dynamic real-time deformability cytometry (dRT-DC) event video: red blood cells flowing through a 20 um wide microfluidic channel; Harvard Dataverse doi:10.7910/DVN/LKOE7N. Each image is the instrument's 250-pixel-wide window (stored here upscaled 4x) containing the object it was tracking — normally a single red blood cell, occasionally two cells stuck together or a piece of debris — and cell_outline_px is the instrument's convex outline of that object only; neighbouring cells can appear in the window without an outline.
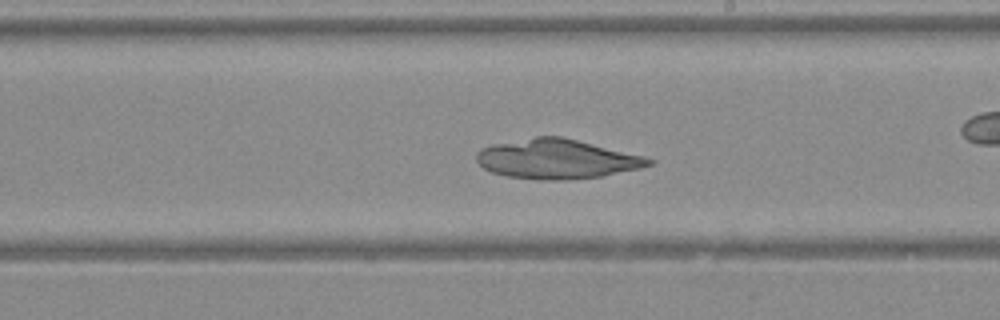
{"species": "Egyptian fruit bat (a non-hibernating species)", "species_latin": "Rousettus aegyptiacus", "temperature_condition": "warm", "stored_images_in_passage": 42, "camera_frame_rate_fps": 3000, "um_per_image_px": 0.085, "animal": {"sex": "female"}, "frame": {"image": 1, "passage_image": 24, "time_ms": 7.667, "image_size_px": [1000, 320], "cell_outline_px": [[656, 160], [652, 164], [640, 168], [604, 176], [568, 180], [536, 180], [504, 176], [492, 172], [484, 168], [476, 160], [476, 152], [484, 148], [496, 144], [536, 136], [560, 136], [644, 156]], "centroid_in_image_um": [47.34, 13.53], "position_along_channel_um": 241.7, "area_um2": 39.59}}
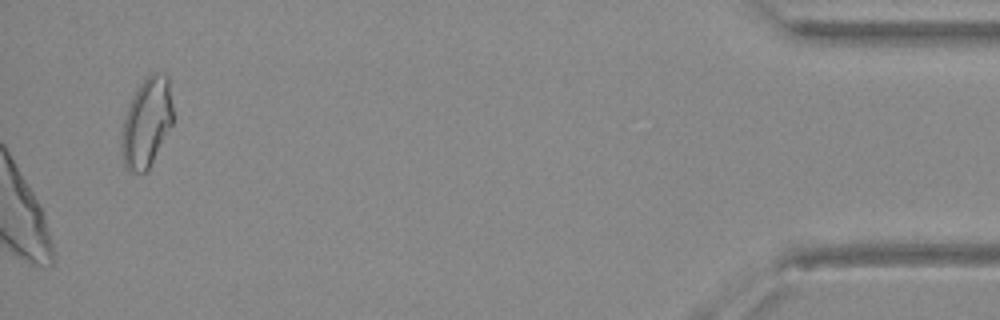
{"frame": {"image": 2, "passage_image": 42, "time_ms": 13.667, "image_size_px": [1000, 320], "cell_outline_px": [[172, 124], [148, 172], [132, 172], [124, 164], [120, 144], [124, 120], [132, 96], [136, 88], [152, 72], [156, 72], [168, 76], [172, 104]], "centroid_in_image_um": [12.47, 10.43], "position_along_channel_um": 422.7, "area_um2": 26.65}}